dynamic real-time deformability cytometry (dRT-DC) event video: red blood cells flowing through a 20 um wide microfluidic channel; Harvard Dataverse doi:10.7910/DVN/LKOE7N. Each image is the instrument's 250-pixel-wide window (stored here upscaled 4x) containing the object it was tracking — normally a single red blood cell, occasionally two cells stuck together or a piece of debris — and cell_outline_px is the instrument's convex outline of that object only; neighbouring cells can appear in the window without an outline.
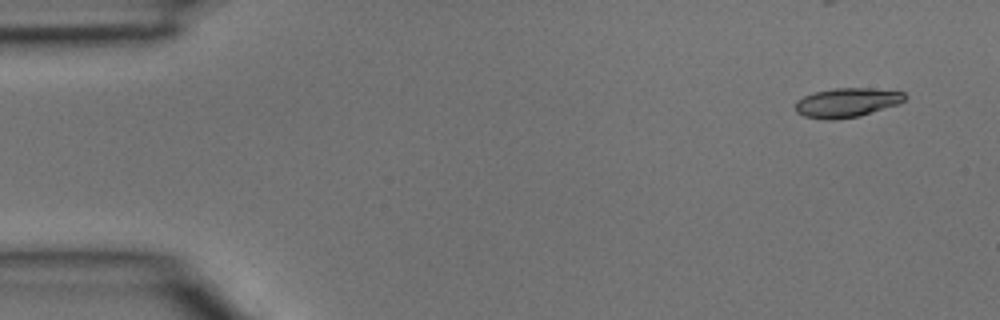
{"species": "common noctule bat (a hibernating species)", "species_latin": "Nyctalus noctula", "temperature_condition": "room temperature", "stored_images_in_passage": 4, "camera_frame_rate_fps": 3000, "um_per_image_px": 0.085, "animal": {"sex": "male", "body_mass_g": 15.6}, "frame": {"image": 1, "passage_image": 1, "time_ms": 0.0, "image_size_px": [1000, 320], "cell_outline_px": [[904, 100], [896, 104], [860, 116], [832, 120], [828, 120], [804, 116], [796, 112], [796, 100], [804, 96], [816, 92], [832, 88], [868, 88], [904, 92]], "centroid_in_image_um": [71.93, 8.72], "position_along_channel_um": 13.1, "area_um2": 18.38}}